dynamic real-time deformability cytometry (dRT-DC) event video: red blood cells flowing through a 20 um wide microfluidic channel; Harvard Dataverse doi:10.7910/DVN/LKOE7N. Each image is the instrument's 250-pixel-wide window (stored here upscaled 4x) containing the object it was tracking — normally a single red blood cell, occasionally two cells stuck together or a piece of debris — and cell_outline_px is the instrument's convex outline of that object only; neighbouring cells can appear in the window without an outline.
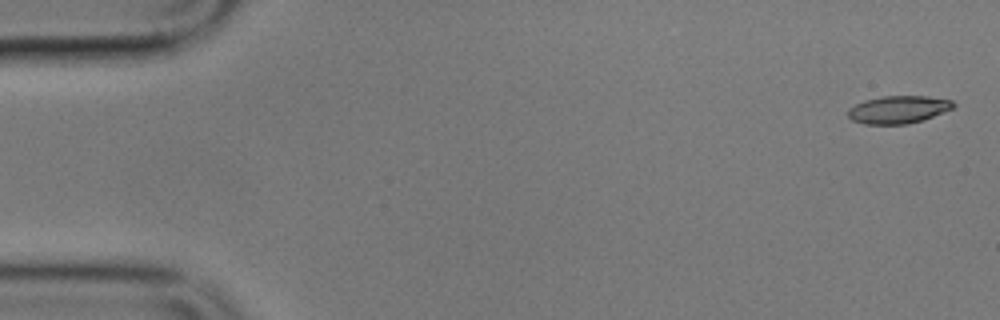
{"species": "common noctule bat (a hibernating species)", "species_latin": "Nyctalus noctula", "temperature_condition": "cold", "stored_images_in_passage": 6, "camera_frame_rate_fps": 3000, "um_per_image_px": 0.085, "animal": {"sex": "male", "body_mass_g": 17.9}, "frame": {"image": 1, "passage_image": 1, "time_ms": 0.0, "image_size_px": [1000, 320], "cell_outline_px": [[956, 104], [952, 108], [924, 120], [908, 124], [864, 124], [852, 120], [848, 116], [848, 108], [864, 100], [880, 96], [928, 96], [952, 100]], "centroid_in_image_um": [76.35, 9.31], "position_along_channel_um": 8.7, "area_um2": 17.05}}
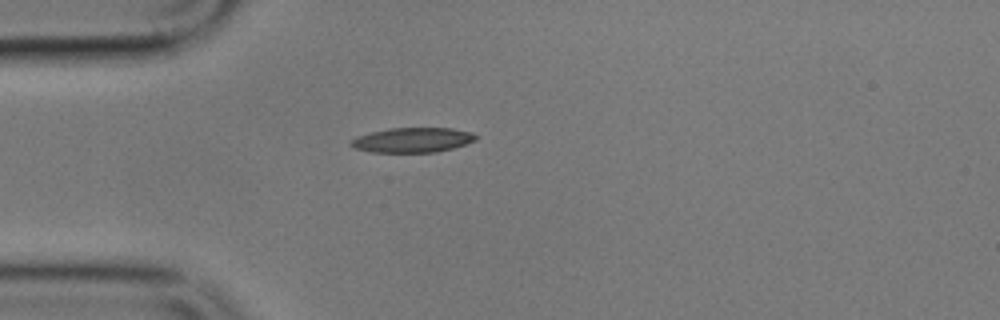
{"frame": {"image": 2, "passage_image": 5, "time_ms": 4.667, "image_size_px": [1000, 320], "cell_outline_px": [[476, 140], [452, 148], [436, 152], [368, 152], [352, 148], [348, 144], [348, 140], [356, 136], [388, 128], [452, 128], [472, 132], [476, 136]], "centroid_in_image_um": [34.98, 11.9], "position_along_channel_um": 50.0, "area_um2": 18.21}}